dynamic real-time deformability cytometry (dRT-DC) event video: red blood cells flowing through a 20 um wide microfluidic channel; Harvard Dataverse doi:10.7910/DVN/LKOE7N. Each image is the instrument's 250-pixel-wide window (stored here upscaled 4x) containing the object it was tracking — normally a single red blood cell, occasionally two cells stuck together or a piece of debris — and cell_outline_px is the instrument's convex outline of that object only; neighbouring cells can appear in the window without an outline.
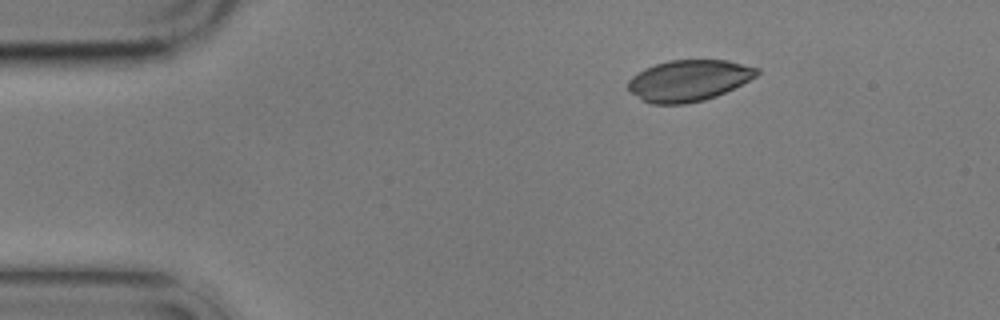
{"species": "common noctule bat (a hibernating species)", "species_latin": "Nyctalus noctula", "temperature_condition": "cold", "stored_images_in_passage": 2, "camera_frame_rate_fps": 3000, "um_per_image_px": 0.085, "animal": {"sex": "male", "body_mass_g": 17.9}, "frame": {"image": 1, "passage_image": 1, "time_ms": 0.0, "image_size_px": [1000, 320], "cell_outline_px": [[760, 72], [756, 76], [716, 96], [704, 100], [684, 104], [652, 104], [628, 92], [628, 80], [632, 76], [644, 68], [668, 60], [728, 60], [760, 68]], "centroid_in_image_um": [58.52, 6.84], "position_along_channel_um": 26.5, "area_um2": 30.87}}